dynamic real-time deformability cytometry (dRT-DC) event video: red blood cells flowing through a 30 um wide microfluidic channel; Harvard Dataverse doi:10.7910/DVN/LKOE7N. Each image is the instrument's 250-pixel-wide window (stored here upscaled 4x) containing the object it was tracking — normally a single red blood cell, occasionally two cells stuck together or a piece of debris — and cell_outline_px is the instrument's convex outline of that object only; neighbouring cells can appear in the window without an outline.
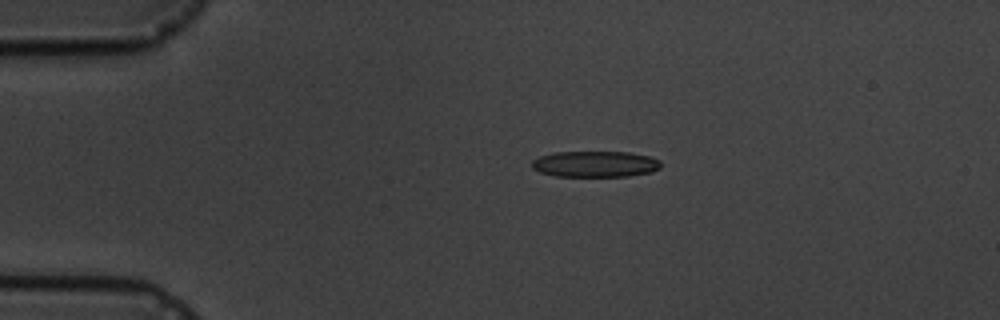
{"species": "common noctule bat (a hibernating species)", "species_latin": "Nyctalus noctula", "temperature_condition": "cold", "stored_images_in_passage": 10, "camera_frame_rate_fps": 3000, "um_per_image_px": 0.085, "animal": {"sex": "male", "body_mass_g": 19.5, "forearm_length_mm": 54.6}, "frame": {"image": 1, "passage_image": 3, "time_ms": 2.333, "image_size_px": [1000, 320], "cell_outline_px": [[660, 168], [652, 172], [628, 176], [556, 176], [540, 172], [532, 168], [532, 160], [540, 156], [552, 152], [628, 152], [652, 156], [660, 160]], "centroid_in_image_um": [50.61, 13.94], "position_along_channel_um": 34.4, "area_um2": 19.71}}
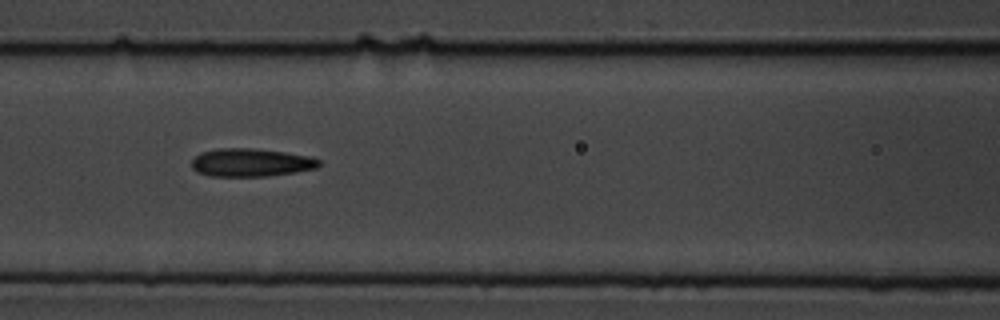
{"frame": {"image": 2, "passage_image": 7, "time_ms": 6.667, "image_size_px": [1000, 320], "cell_outline_px": [[320, 164], [316, 168], [296, 172], [268, 176], [208, 176], [196, 172], [192, 168], [192, 160], [200, 152], [216, 148], [252, 148], [284, 152], [312, 156], [320, 160]], "centroid_in_image_um": [21.32, 13.81], "position_along_channel_um": 145.3, "area_um2": 21.04}}
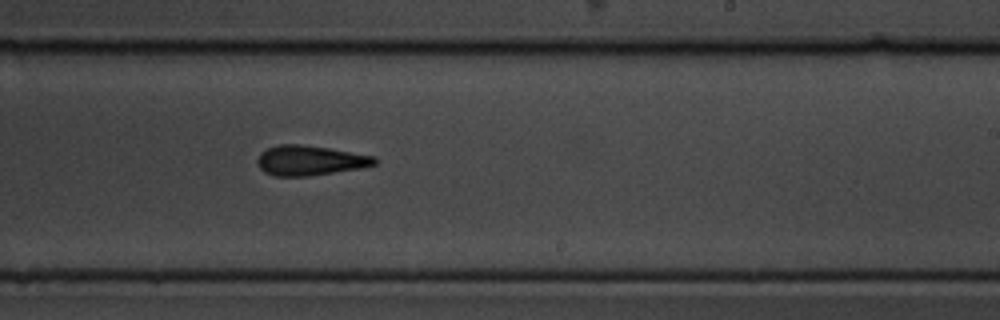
{"frame": {"image": 3, "passage_image": 10, "time_ms": 10.0, "image_size_px": [1000, 320], "cell_outline_px": [[376, 164], [360, 168], [308, 176], [276, 176], [264, 172], [260, 168], [256, 160], [260, 152], [276, 144], [300, 144], [328, 148], [376, 156]], "centroid_in_image_um": [26.31, 13.63], "position_along_channel_um": 262.7, "area_um2": 20.4}}